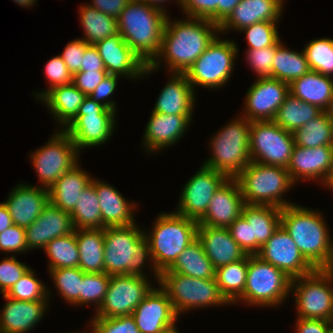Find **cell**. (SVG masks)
<instances>
[{
  "mask_svg": "<svg viewBox=\"0 0 333 333\" xmlns=\"http://www.w3.org/2000/svg\"><path fill=\"white\" fill-rule=\"evenodd\" d=\"M185 18L187 20L170 21L168 15L162 35L160 53L150 65H147L144 76L159 69L163 61L170 70L168 73H186L219 35L217 33L220 32L218 24L208 19Z\"/></svg>",
  "mask_w": 333,
  "mask_h": 333,
  "instance_id": "cell-1",
  "label": "cell"
},
{
  "mask_svg": "<svg viewBox=\"0 0 333 333\" xmlns=\"http://www.w3.org/2000/svg\"><path fill=\"white\" fill-rule=\"evenodd\" d=\"M298 204L281 210V225L315 269H333V241L324 215Z\"/></svg>",
  "mask_w": 333,
  "mask_h": 333,
  "instance_id": "cell-2",
  "label": "cell"
},
{
  "mask_svg": "<svg viewBox=\"0 0 333 333\" xmlns=\"http://www.w3.org/2000/svg\"><path fill=\"white\" fill-rule=\"evenodd\" d=\"M168 14L138 0H130L117 18L119 34L150 65L160 53Z\"/></svg>",
  "mask_w": 333,
  "mask_h": 333,
  "instance_id": "cell-3",
  "label": "cell"
},
{
  "mask_svg": "<svg viewBox=\"0 0 333 333\" xmlns=\"http://www.w3.org/2000/svg\"><path fill=\"white\" fill-rule=\"evenodd\" d=\"M152 231L145 232L151 252V266L159 282L160 273L168 270L182 251L197 238L198 221L176 212L158 214Z\"/></svg>",
  "mask_w": 333,
  "mask_h": 333,
  "instance_id": "cell-4",
  "label": "cell"
},
{
  "mask_svg": "<svg viewBox=\"0 0 333 333\" xmlns=\"http://www.w3.org/2000/svg\"><path fill=\"white\" fill-rule=\"evenodd\" d=\"M152 260L148 239L136 223L104 228V272L146 276L145 261Z\"/></svg>",
  "mask_w": 333,
  "mask_h": 333,
  "instance_id": "cell-5",
  "label": "cell"
},
{
  "mask_svg": "<svg viewBox=\"0 0 333 333\" xmlns=\"http://www.w3.org/2000/svg\"><path fill=\"white\" fill-rule=\"evenodd\" d=\"M251 122L244 116L234 119L214 134L210 142L211 156L203 165L236 178L251 162L249 139Z\"/></svg>",
  "mask_w": 333,
  "mask_h": 333,
  "instance_id": "cell-6",
  "label": "cell"
},
{
  "mask_svg": "<svg viewBox=\"0 0 333 333\" xmlns=\"http://www.w3.org/2000/svg\"><path fill=\"white\" fill-rule=\"evenodd\" d=\"M236 179L240 184L245 204L269 205L281 209L295 204L282 197L295 185L285 167L251 161Z\"/></svg>",
  "mask_w": 333,
  "mask_h": 333,
  "instance_id": "cell-7",
  "label": "cell"
},
{
  "mask_svg": "<svg viewBox=\"0 0 333 333\" xmlns=\"http://www.w3.org/2000/svg\"><path fill=\"white\" fill-rule=\"evenodd\" d=\"M291 283L292 278L279 268L262 261L256 255H248L244 292L234 303L243 301L247 306L267 308L279 306L288 298Z\"/></svg>",
  "mask_w": 333,
  "mask_h": 333,
  "instance_id": "cell-8",
  "label": "cell"
},
{
  "mask_svg": "<svg viewBox=\"0 0 333 333\" xmlns=\"http://www.w3.org/2000/svg\"><path fill=\"white\" fill-rule=\"evenodd\" d=\"M157 284L167 293L178 317L193 309L230 304L221 294L215 278L200 279L179 273H160Z\"/></svg>",
  "mask_w": 333,
  "mask_h": 333,
  "instance_id": "cell-9",
  "label": "cell"
},
{
  "mask_svg": "<svg viewBox=\"0 0 333 333\" xmlns=\"http://www.w3.org/2000/svg\"><path fill=\"white\" fill-rule=\"evenodd\" d=\"M333 269H315L294 278V295L298 318L333 320Z\"/></svg>",
  "mask_w": 333,
  "mask_h": 333,
  "instance_id": "cell-10",
  "label": "cell"
},
{
  "mask_svg": "<svg viewBox=\"0 0 333 333\" xmlns=\"http://www.w3.org/2000/svg\"><path fill=\"white\" fill-rule=\"evenodd\" d=\"M239 54L234 40H221L217 36L185 73L192 88L219 89L227 84Z\"/></svg>",
  "mask_w": 333,
  "mask_h": 333,
  "instance_id": "cell-11",
  "label": "cell"
},
{
  "mask_svg": "<svg viewBox=\"0 0 333 333\" xmlns=\"http://www.w3.org/2000/svg\"><path fill=\"white\" fill-rule=\"evenodd\" d=\"M115 117L116 111L86 96L77 116L63 130L81 151L85 147H97L111 140L117 122Z\"/></svg>",
  "mask_w": 333,
  "mask_h": 333,
  "instance_id": "cell-12",
  "label": "cell"
},
{
  "mask_svg": "<svg viewBox=\"0 0 333 333\" xmlns=\"http://www.w3.org/2000/svg\"><path fill=\"white\" fill-rule=\"evenodd\" d=\"M80 151L73 143L70 136L59 130L52 135L48 142L31 154V162L37 173L40 185L43 188L50 187L65 172L78 165Z\"/></svg>",
  "mask_w": 333,
  "mask_h": 333,
  "instance_id": "cell-13",
  "label": "cell"
},
{
  "mask_svg": "<svg viewBox=\"0 0 333 333\" xmlns=\"http://www.w3.org/2000/svg\"><path fill=\"white\" fill-rule=\"evenodd\" d=\"M295 146L293 133L274 121H252L249 150L251 161L287 168Z\"/></svg>",
  "mask_w": 333,
  "mask_h": 333,
  "instance_id": "cell-14",
  "label": "cell"
},
{
  "mask_svg": "<svg viewBox=\"0 0 333 333\" xmlns=\"http://www.w3.org/2000/svg\"><path fill=\"white\" fill-rule=\"evenodd\" d=\"M148 277L112 275L104 300L93 317L115 318L132 315L154 286Z\"/></svg>",
  "mask_w": 333,
  "mask_h": 333,
  "instance_id": "cell-15",
  "label": "cell"
},
{
  "mask_svg": "<svg viewBox=\"0 0 333 333\" xmlns=\"http://www.w3.org/2000/svg\"><path fill=\"white\" fill-rule=\"evenodd\" d=\"M228 177L205 165L183 186L176 213L199 221L207 212L214 193Z\"/></svg>",
  "mask_w": 333,
  "mask_h": 333,
  "instance_id": "cell-16",
  "label": "cell"
},
{
  "mask_svg": "<svg viewBox=\"0 0 333 333\" xmlns=\"http://www.w3.org/2000/svg\"><path fill=\"white\" fill-rule=\"evenodd\" d=\"M246 93L242 116L252 121H273L290 93L289 84L272 77H257Z\"/></svg>",
  "mask_w": 333,
  "mask_h": 333,
  "instance_id": "cell-17",
  "label": "cell"
},
{
  "mask_svg": "<svg viewBox=\"0 0 333 333\" xmlns=\"http://www.w3.org/2000/svg\"><path fill=\"white\" fill-rule=\"evenodd\" d=\"M256 256L279 268L292 279L310 274L315 270L301 254L290 234L282 225L260 248Z\"/></svg>",
  "mask_w": 333,
  "mask_h": 333,
  "instance_id": "cell-18",
  "label": "cell"
},
{
  "mask_svg": "<svg viewBox=\"0 0 333 333\" xmlns=\"http://www.w3.org/2000/svg\"><path fill=\"white\" fill-rule=\"evenodd\" d=\"M286 169L295 185L299 180L308 179L319 180L326 186L333 174V146L308 148L295 145Z\"/></svg>",
  "mask_w": 333,
  "mask_h": 333,
  "instance_id": "cell-19",
  "label": "cell"
},
{
  "mask_svg": "<svg viewBox=\"0 0 333 333\" xmlns=\"http://www.w3.org/2000/svg\"><path fill=\"white\" fill-rule=\"evenodd\" d=\"M140 333H163L178 319L167 293L154 287L132 313Z\"/></svg>",
  "mask_w": 333,
  "mask_h": 333,
  "instance_id": "cell-20",
  "label": "cell"
},
{
  "mask_svg": "<svg viewBox=\"0 0 333 333\" xmlns=\"http://www.w3.org/2000/svg\"><path fill=\"white\" fill-rule=\"evenodd\" d=\"M107 74L139 79L147 65L130 48L120 34L105 38L95 44Z\"/></svg>",
  "mask_w": 333,
  "mask_h": 333,
  "instance_id": "cell-21",
  "label": "cell"
},
{
  "mask_svg": "<svg viewBox=\"0 0 333 333\" xmlns=\"http://www.w3.org/2000/svg\"><path fill=\"white\" fill-rule=\"evenodd\" d=\"M245 205L240 184L236 178H228L214 193L207 212L198 224L228 228L242 215Z\"/></svg>",
  "mask_w": 333,
  "mask_h": 333,
  "instance_id": "cell-22",
  "label": "cell"
},
{
  "mask_svg": "<svg viewBox=\"0 0 333 333\" xmlns=\"http://www.w3.org/2000/svg\"><path fill=\"white\" fill-rule=\"evenodd\" d=\"M74 230L70 213L49 202L40 216L30 226L25 227L27 249H44L51 240L68 235Z\"/></svg>",
  "mask_w": 333,
  "mask_h": 333,
  "instance_id": "cell-23",
  "label": "cell"
},
{
  "mask_svg": "<svg viewBox=\"0 0 333 333\" xmlns=\"http://www.w3.org/2000/svg\"><path fill=\"white\" fill-rule=\"evenodd\" d=\"M192 116L151 112L143 134L145 151L147 150L148 154L154 153L176 144L190 126Z\"/></svg>",
  "mask_w": 333,
  "mask_h": 333,
  "instance_id": "cell-24",
  "label": "cell"
},
{
  "mask_svg": "<svg viewBox=\"0 0 333 333\" xmlns=\"http://www.w3.org/2000/svg\"><path fill=\"white\" fill-rule=\"evenodd\" d=\"M4 204L12 217L13 224L20 227L30 226L49 203V189L18 184L11 190Z\"/></svg>",
  "mask_w": 333,
  "mask_h": 333,
  "instance_id": "cell-25",
  "label": "cell"
},
{
  "mask_svg": "<svg viewBox=\"0 0 333 333\" xmlns=\"http://www.w3.org/2000/svg\"><path fill=\"white\" fill-rule=\"evenodd\" d=\"M284 0H241L230 15L219 25V34L240 31L261 21L279 22Z\"/></svg>",
  "mask_w": 333,
  "mask_h": 333,
  "instance_id": "cell-26",
  "label": "cell"
},
{
  "mask_svg": "<svg viewBox=\"0 0 333 333\" xmlns=\"http://www.w3.org/2000/svg\"><path fill=\"white\" fill-rule=\"evenodd\" d=\"M197 239L216 269L220 266L244 259L247 254L232 238L228 228L198 224Z\"/></svg>",
  "mask_w": 333,
  "mask_h": 333,
  "instance_id": "cell-27",
  "label": "cell"
},
{
  "mask_svg": "<svg viewBox=\"0 0 333 333\" xmlns=\"http://www.w3.org/2000/svg\"><path fill=\"white\" fill-rule=\"evenodd\" d=\"M3 296L7 302L0 312V333H28L48 309V300L22 301Z\"/></svg>",
  "mask_w": 333,
  "mask_h": 333,
  "instance_id": "cell-28",
  "label": "cell"
},
{
  "mask_svg": "<svg viewBox=\"0 0 333 333\" xmlns=\"http://www.w3.org/2000/svg\"><path fill=\"white\" fill-rule=\"evenodd\" d=\"M91 184L95 187L99 199L102 229L136 223L133 211L137 208V204L126 200L114 186L104 181L93 177Z\"/></svg>",
  "mask_w": 333,
  "mask_h": 333,
  "instance_id": "cell-29",
  "label": "cell"
},
{
  "mask_svg": "<svg viewBox=\"0 0 333 333\" xmlns=\"http://www.w3.org/2000/svg\"><path fill=\"white\" fill-rule=\"evenodd\" d=\"M168 83L161 90L152 112L165 115H192L195 89L185 73H171Z\"/></svg>",
  "mask_w": 333,
  "mask_h": 333,
  "instance_id": "cell-30",
  "label": "cell"
},
{
  "mask_svg": "<svg viewBox=\"0 0 333 333\" xmlns=\"http://www.w3.org/2000/svg\"><path fill=\"white\" fill-rule=\"evenodd\" d=\"M290 93L309 104L330 112L333 105V77L309 71L289 84Z\"/></svg>",
  "mask_w": 333,
  "mask_h": 333,
  "instance_id": "cell-31",
  "label": "cell"
},
{
  "mask_svg": "<svg viewBox=\"0 0 333 333\" xmlns=\"http://www.w3.org/2000/svg\"><path fill=\"white\" fill-rule=\"evenodd\" d=\"M78 164L72 170L65 172L49 189V202L63 211L71 213L81 192L92 181L91 175L86 173Z\"/></svg>",
  "mask_w": 333,
  "mask_h": 333,
  "instance_id": "cell-32",
  "label": "cell"
},
{
  "mask_svg": "<svg viewBox=\"0 0 333 333\" xmlns=\"http://www.w3.org/2000/svg\"><path fill=\"white\" fill-rule=\"evenodd\" d=\"M281 210L269 205H244L242 216L249 223L252 231V255L259 252L281 225Z\"/></svg>",
  "mask_w": 333,
  "mask_h": 333,
  "instance_id": "cell-33",
  "label": "cell"
},
{
  "mask_svg": "<svg viewBox=\"0 0 333 333\" xmlns=\"http://www.w3.org/2000/svg\"><path fill=\"white\" fill-rule=\"evenodd\" d=\"M85 98L86 95L71 83L52 88L39 101L44 102L63 130L77 116Z\"/></svg>",
  "mask_w": 333,
  "mask_h": 333,
  "instance_id": "cell-34",
  "label": "cell"
},
{
  "mask_svg": "<svg viewBox=\"0 0 333 333\" xmlns=\"http://www.w3.org/2000/svg\"><path fill=\"white\" fill-rule=\"evenodd\" d=\"M79 268L85 273L104 272V229H75Z\"/></svg>",
  "mask_w": 333,
  "mask_h": 333,
  "instance_id": "cell-35",
  "label": "cell"
},
{
  "mask_svg": "<svg viewBox=\"0 0 333 333\" xmlns=\"http://www.w3.org/2000/svg\"><path fill=\"white\" fill-rule=\"evenodd\" d=\"M161 273H179L200 279L215 278V268L197 238L182 251L168 270Z\"/></svg>",
  "mask_w": 333,
  "mask_h": 333,
  "instance_id": "cell-36",
  "label": "cell"
},
{
  "mask_svg": "<svg viewBox=\"0 0 333 333\" xmlns=\"http://www.w3.org/2000/svg\"><path fill=\"white\" fill-rule=\"evenodd\" d=\"M322 112L323 110L319 107L301 101L289 93L283 104L279 107L273 121L288 132L294 133Z\"/></svg>",
  "mask_w": 333,
  "mask_h": 333,
  "instance_id": "cell-37",
  "label": "cell"
},
{
  "mask_svg": "<svg viewBox=\"0 0 333 333\" xmlns=\"http://www.w3.org/2000/svg\"><path fill=\"white\" fill-rule=\"evenodd\" d=\"M80 23L83 27L84 36L82 39L88 45H95L97 42L119 34L118 22L114 17L89 6L80 4Z\"/></svg>",
  "mask_w": 333,
  "mask_h": 333,
  "instance_id": "cell-38",
  "label": "cell"
},
{
  "mask_svg": "<svg viewBox=\"0 0 333 333\" xmlns=\"http://www.w3.org/2000/svg\"><path fill=\"white\" fill-rule=\"evenodd\" d=\"M295 145L308 148L333 146V118L323 111L293 133Z\"/></svg>",
  "mask_w": 333,
  "mask_h": 333,
  "instance_id": "cell-39",
  "label": "cell"
},
{
  "mask_svg": "<svg viewBox=\"0 0 333 333\" xmlns=\"http://www.w3.org/2000/svg\"><path fill=\"white\" fill-rule=\"evenodd\" d=\"M272 63V78L290 84L310 71L304 51L287 49L281 43L275 50Z\"/></svg>",
  "mask_w": 333,
  "mask_h": 333,
  "instance_id": "cell-40",
  "label": "cell"
},
{
  "mask_svg": "<svg viewBox=\"0 0 333 333\" xmlns=\"http://www.w3.org/2000/svg\"><path fill=\"white\" fill-rule=\"evenodd\" d=\"M248 255L237 262L229 263L215 269V280L221 294L230 303L243 294L246 285Z\"/></svg>",
  "mask_w": 333,
  "mask_h": 333,
  "instance_id": "cell-41",
  "label": "cell"
},
{
  "mask_svg": "<svg viewBox=\"0 0 333 333\" xmlns=\"http://www.w3.org/2000/svg\"><path fill=\"white\" fill-rule=\"evenodd\" d=\"M70 215L74 229H102L99 199L91 183L81 192Z\"/></svg>",
  "mask_w": 333,
  "mask_h": 333,
  "instance_id": "cell-42",
  "label": "cell"
},
{
  "mask_svg": "<svg viewBox=\"0 0 333 333\" xmlns=\"http://www.w3.org/2000/svg\"><path fill=\"white\" fill-rule=\"evenodd\" d=\"M49 258L48 269L76 268L79 266V252L75 230L65 236L51 240L44 248Z\"/></svg>",
  "mask_w": 333,
  "mask_h": 333,
  "instance_id": "cell-43",
  "label": "cell"
},
{
  "mask_svg": "<svg viewBox=\"0 0 333 333\" xmlns=\"http://www.w3.org/2000/svg\"><path fill=\"white\" fill-rule=\"evenodd\" d=\"M311 71L333 77V39H313L303 49Z\"/></svg>",
  "mask_w": 333,
  "mask_h": 333,
  "instance_id": "cell-44",
  "label": "cell"
},
{
  "mask_svg": "<svg viewBox=\"0 0 333 333\" xmlns=\"http://www.w3.org/2000/svg\"><path fill=\"white\" fill-rule=\"evenodd\" d=\"M48 271L53 279L54 288H57L60 297L67 303L78 306L83 271L79 267L57 268Z\"/></svg>",
  "mask_w": 333,
  "mask_h": 333,
  "instance_id": "cell-45",
  "label": "cell"
},
{
  "mask_svg": "<svg viewBox=\"0 0 333 333\" xmlns=\"http://www.w3.org/2000/svg\"><path fill=\"white\" fill-rule=\"evenodd\" d=\"M44 285L30 267L5 295L22 301L49 300L51 292Z\"/></svg>",
  "mask_w": 333,
  "mask_h": 333,
  "instance_id": "cell-46",
  "label": "cell"
},
{
  "mask_svg": "<svg viewBox=\"0 0 333 333\" xmlns=\"http://www.w3.org/2000/svg\"><path fill=\"white\" fill-rule=\"evenodd\" d=\"M110 277L105 272L85 273L81 281V293L79 294V305L94 303L97 311L106 295Z\"/></svg>",
  "mask_w": 333,
  "mask_h": 333,
  "instance_id": "cell-47",
  "label": "cell"
},
{
  "mask_svg": "<svg viewBox=\"0 0 333 333\" xmlns=\"http://www.w3.org/2000/svg\"><path fill=\"white\" fill-rule=\"evenodd\" d=\"M277 24V22L261 21L240 30L239 32L245 33L249 44L246 50L262 49L275 45L280 40Z\"/></svg>",
  "mask_w": 333,
  "mask_h": 333,
  "instance_id": "cell-48",
  "label": "cell"
},
{
  "mask_svg": "<svg viewBox=\"0 0 333 333\" xmlns=\"http://www.w3.org/2000/svg\"><path fill=\"white\" fill-rule=\"evenodd\" d=\"M90 333H140L132 315L115 318L93 317Z\"/></svg>",
  "mask_w": 333,
  "mask_h": 333,
  "instance_id": "cell-49",
  "label": "cell"
},
{
  "mask_svg": "<svg viewBox=\"0 0 333 333\" xmlns=\"http://www.w3.org/2000/svg\"><path fill=\"white\" fill-rule=\"evenodd\" d=\"M281 39L273 46L262 49L246 50V61L258 77H272V63L275 50L281 44Z\"/></svg>",
  "mask_w": 333,
  "mask_h": 333,
  "instance_id": "cell-50",
  "label": "cell"
},
{
  "mask_svg": "<svg viewBox=\"0 0 333 333\" xmlns=\"http://www.w3.org/2000/svg\"><path fill=\"white\" fill-rule=\"evenodd\" d=\"M44 69L46 79L49 83L48 85L50 86L42 93L39 92V94H35L38 100L41 99L49 90L54 87L71 84L73 78V75L68 70L66 64L64 63L60 55L54 56L53 58L49 59Z\"/></svg>",
  "mask_w": 333,
  "mask_h": 333,
  "instance_id": "cell-51",
  "label": "cell"
},
{
  "mask_svg": "<svg viewBox=\"0 0 333 333\" xmlns=\"http://www.w3.org/2000/svg\"><path fill=\"white\" fill-rule=\"evenodd\" d=\"M29 268L28 265L17 260L14 255L4 258L0 262V292L2 295L6 294Z\"/></svg>",
  "mask_w": 333,
  "mask_h": 333,
  "instance_id": "cell-52",
  "label": "cell"
},
{
  "mask_svg": "<svg viewBox=\"0 0 333 333\" xmlns=\"http://www.w3.org/2000/svg\"><path fill=\"white\" fill-rule=\"evenodd\" d=\"M0 251L20 253L29 251L26 244L25 228L13 224L0 233Z\"/></svg>",
  "mask_w": 333,
  "mask_h": 333,
  "instance_id": "cell-53",
  "label": "cell"
},
{
  "mask_svg": "<svg viewBox=\"0 0 333 333\" xmlns=\"http://www.w3.org/2000/svg\"><path fill=\"white\" fill-rule=\"evenodd\" d=\"M180 7L186 17L208 19L216 23V0H182Z\"/></svg>",
  "mask_w": 333,
  "mask_h": 333,
  "instance_id": "cell-54",
  "label": "cell"
},
{
  "mask_svg": "<svg viewBox=\"0 0 333 333\" xmlns=\"http://www.w3.org/2000/svg\"><path fill=\"white\" fill-rule=\"evenodd\" d=\"M87 46L88 44L82 38H77L69 42L65 46L62 54H60L62 60L72 75L80 71L84 51Z\"/></svg>",
  "mask_w": 333,
  "mask_h": 333,
  "instance_id": "cell-55",
  "label": "cell"
},
{
  "mask_svg": "<svg viewBox=\"0 0 333 333\" xmlns=\"http://www.w3.org/2000/svg\"><path fill=\"white\" fill-rule=\"evenodd\" d=\"M228 230L244 252L252 255V231L246 219L241 215L228 227Z\"/></svg>",
  "mask_w": 333,
  "mask_h": 333,
  "instance_id": "cell-56",
  "label": "cell"
},
{
  "mask_svg": "<svg viewBox=\"0 0 333 333\" xmlns=\"http://www.w3.org/2000/svg\"><path fill=\"white\" fill-rule=\"evenodd\" d=\"M118 75L107 74L106 77L101 81V83L96 87V89L89 96L96 102L104 105L108 109L113 111L116 110V103L109 99V97L114 93L117 87ZM106 100V101H105Z\"/></svg>",
  "mask_w": 333,
  "mask_h": 333,
  "instance_id": "cell-57",
  "label": "cell"
},
{
  "mask_svg": "<svg viewBox=\"0 0 333 333\" xmlns=\"http://www.w3.org/2000/svg\"><path fill=\"white\" fill-rule=\"evenodd\" d=\"M106 75L107 71L76 72L73 74L72 84L86 96H90Z\"/></svg>",
  "mask_w": 333,
  "mask_h": 333,
  "instance_id": "cell-58",
  "label": "cell"
},
{
  "mask_svg": "<svg viewBox=\"0 0 333 333\" xmlns=\"http://www.w3.org/2000/svg\"><path fill=\"white\" fill-rule=\"evenodd\" d=\"M333 329L332 321L321 319L298 318L296 320V333H330Z\"/></svg>",
  "mask_w": 333,
  "mask_h": 333,
  "instance_id": "cell-59",
  "label": "cell"
},
{
  "mask_svg": "<svg viewBox=\"0 0 333 333\" xmlns=\"http://www.w3.org/2000/svg\"><path fill=\"white\" fill-rule=\"evenodd\" d=\"M83 71H106L103 60L95 45H88L85 48L79 72Z\"/></svg>",
  "mask_w": 333,
  "mask_h": 333,
  "instance_id": "cell-60",
  "label": "cell"
},
{
  "mask_svg": "<svg viewBox=\"0 0 333 333\" xmlns=\"http://www.w3.org/2000/svg\"><path fill=\"white\" fill-rule=\"evenodd\" d=\"M129 1L130 0H92V3L88 5L117 19Z\"/></svg>",
  "mask_w": 333,
  "mask_h": 333,
  "instance_id": "cell-61",
  "label": "cell"
},
{
  "mask_svg": "<svg viewBox=\"0 0 333 333\" xmlns=\"http://www.w3.org/2000/svg\"><path fill=\"white\" fill-rule=\"evenodd\" d=\"M241 0H216V24L220 25Z\"/></svg>",
  "mask_w": 333,
  "mask_h": 333,
  "instance_id": "cell-62",
  "label": "cell"
},
{
  "mask_svg": "<svg viewBox=\"0 0 333 333\" xmlns=\"http://www.w3.org/2000/svg\"><path fill=\"white\" fill-rule=\"evenodd\" d=\"M13 225L12 217L4 202L0 203V233Z\"/></svg>",
  "mask_w": 333,
  "mask_h": 333,
  "instance_id": "cell-63",
  "label": "cell"
},
{
  "mask_svg": "<svg viewBox=\"0 0 333 333\" xmlns=\"http://www.w3.org/2000/svg\"><path fill=\"white\" fill-rule=\"evenodd\" d=\"M138 1H142V2H144L146 4H149L152 7L158 8V9L164 11L165 13H167L166 12V8H164L163 3L165 4V1H169V0H138ZM175 2L178 3V5L180 7L182 0H176Z\"/></svg>",
  "mask_w": 333,
  "mask_h": 333,
  "instance_id": "cell-64",
  "label": "cell"
},
{
  "mask_svg": "<svg viewBox=\"0 0 333 333\" xmlns=\"http://www.w3.org/2000/svg\"><path fill=\"white\" fill-rule=\"evenodd\" d=\"M14 1L15 3H17L19 6H22L23 8L24 7H33V5L36 3V0H12Z\"/></svg>",
  "mask_w": 333,
  "mask_h": 333,
  "instance_id": "cell-65",
  "label": "cell"
},
{
  "mask_svg": "<svg viewBox=\"0 0 333 333\" xmlns=\"http://www.w3.org/2000/svg\"><path fill=\"white\" fill-rule=\"evenodd\" d=\"M163 333H179V331H178L177 327L174 326V327H172V328L166 330V331L163 332Z\"/></svg>",
  "mask_w": 333,
  "mask_h": 333,
  "instance_id": "cell-66",
  "label": "cell"
},
{
  "mask_svg": "<svg viewBox=\"0 0 333 333\" xmlns=\"http://www.w3.org/2000/svg\"><path fill=\"white\" fill-rule=\"evenodd\" d=\"M326 187H328L329 189H332V192H333V174H332V176L330 178V181L326 185Z\"/></svg>",
  "mask_w": 333,
  "mask_h": 333,
  "instance_id": "cell-67",
  "label": "cell"
},
{
  "mask_svg": "<svg viewBox=\"0 0 333 333\" xmlns=\"http://www.w3.org/2000/svg\"><path fill=\"white\" fill-rule=\"evenodd\" d=\"M330 113H331V116H332V118H333V105H332V108H331V110H330Z\"/></svg>",
  "mask_w": 333,
  "mask_h": 333,
  "instance_id": "cell-68",
  "label": "cell"
}]
</instances>
